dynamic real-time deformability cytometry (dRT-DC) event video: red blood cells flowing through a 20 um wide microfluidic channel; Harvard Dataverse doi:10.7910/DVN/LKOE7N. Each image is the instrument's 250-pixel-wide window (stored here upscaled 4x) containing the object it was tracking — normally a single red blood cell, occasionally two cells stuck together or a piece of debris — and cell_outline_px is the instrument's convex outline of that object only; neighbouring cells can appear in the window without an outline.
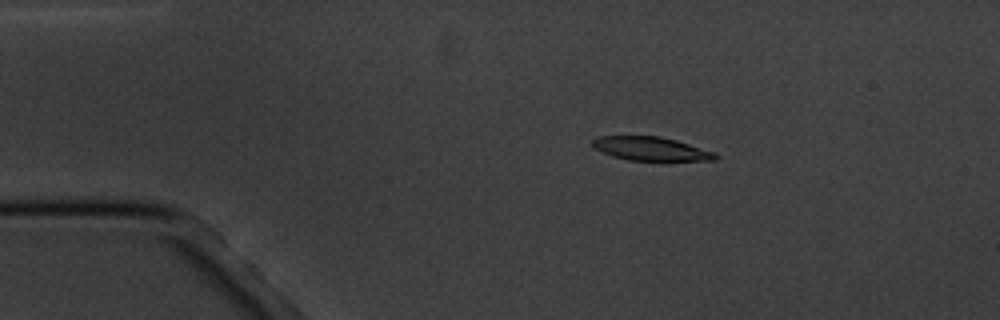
{"species": "common noctule bat (a hibernating species)", "species_latin": "Nyctalus noctula", "temperature_condition": "cold", "stored_images_in_passage": 2, "camera_frame_rate_fps": 3000, "um_per_image_px": 0.085, "animal": {"sex": "male", "body_mass_g": 20.1, "forearm_length_mm": 53.5}, "frame": {"image": 1, "passage_image": 1, "time_ms": 0.0, "image_size_px": [1000, 320], "cell_outline_px": [[720, 156], [716, 160], [628, 160], [612, 156], [592, 148], [592, 140], [596, 136], [660, 136], [676, 140], [716, 152]], "centroid_in_image_um": [55.31, 12.64], "position_along_channel_um": 29.7, "area_um2": 17.05}}